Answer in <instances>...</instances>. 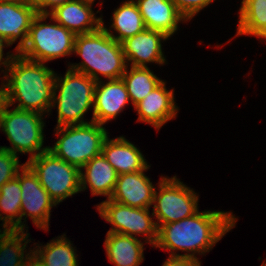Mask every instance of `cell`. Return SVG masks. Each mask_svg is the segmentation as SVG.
Listing matches in <instances>:
<instances>
[{
    "label": "cell",
    "instance_id": "1",
    "mask_svg": "<svg viewBox=\"0 0 266 266\" xmlns=\"http://www.w3.org/2000/svg\"><path fill=\"white\" fill-rule=\"evenodd\" d=\"M237 220L231 211H198L191 217L160 225L154 247L169 251L170 257L199 259L197 255L212 250L235 227ZM178 251L186 254L176 253Z\"/></svg>",
    "mask_w": 266,
    "mask_h": 266
},
{
    "label": "cell",
    "instance_id": "2",
    "mask_svg": "<svg viewBox=\"0 0 266 266\" xmlns=\"http://www.w3.org/2000/svg\"><path fill=\"white\" fill-rule=\"evenodd\" d=\"M1 81L5 88V102L15 108L50 115L56 72L46 63L26 59L16 52L6 66ZM49 113V114H48Z\"/></svg>",
    "mask_w": 266,
    "mask_h": 266
},
{
    "label": "cell",
    "instance_id": "3",
    "mask_svg": "<svg viewBox=\"0 0 266 266\" xmlns=\"http://www.w3.org/2000/svg\"><path fill=\"white\" fill-rule=\"evenodd\" d=\"M74 53L82 57L83 61L68 67L84 73L96 82L102 80L101 75L106 80L119 79L128 66L121 43L114 40L102 27L92 33L76 35Z\"/></svg>",
    "mask_w": 266,
    "mask_h": 266
},
{
    "label": "cell",
    "instance_id": "4",
    "mask_svg": "<svg viewBox=\"0 0 266 266\" xmlns=\"http://www.w3.org/2000/svg\"><path fill=\"white\" fill-rule=\"evenodd\" d=\"M96 83L95 80L84 73L69 67L64 77L58 76L56 73L51 106V111L57 106L56 127L81 125L91 122L85 121L84 115L90 108H93Z\"/></svg>",
    "mask_w": 266,
    "mask_h": 266
},
{
    "label": "cell",
    "instance_id": "5",
    "mask_svg": "<svg viewBox=\"0 0 266 266\" xmlns=\"http://www.w3.org/2000/svg\"><path fill=\"white\" fill-rule=\"evenodd\" d=\"M48 18L52 24L46 23ZM75 38V33L58 24L49 14L37 13L31 22L27 41L17 53L26 59L47 63L73 54Z\"/></svg>",
    "mask_w": 266,
    "mask_h": 266
},
{
    "label": "cell",
    "instance_id": "6",
    "mask_svg": "<svg viewBox=\"0 0 266 266\" xmlns=\"http://www.w3.org/2000/svg\"><path fill=\"white\" fill-rule=\"evenodd\" d=\"M5 103L0 114V130L7 136L11 147L0 146L19 157L21 154H29V159L49 150L44 147V119L45 115L38 112L21 109H9Z\"/></svg>",
    "mask_w": 266,
    "mask_h": 266
},
{
    "label": "cell",
    "instance_id": "7",
    "mask_svg": "<svg viewBox=\"0 0 266 266\" xmlns=\"http://www.w3.org/2000/svg\"><path fill=\"white\" fill-rule=\"evenodd\" d=\"M54 129L58 138L53 147L49 146V151L79 169L101 154L103 143L109 136L106 128L97 122Z\"/></svg>",
    "mask_w": 266,
    "mask_h": 266
},
{
    "label": "cell",
    "instance_id": "8",
    "mask_svg": "<svg viewBox=\"0 0 266 266\" xmlns=\"http://www.w3.org/2000/svg\"><path fill=\"white\" fill-rule=\"evenodd\" d=\"M38 176L40 184L57 205L81 192L80 169L51 151L42 152L25 162Z\"/></svg>",
    "mask_w": 266,
    "mask_h": 266
},
{
    "label": "cell",
    "instance_id": "9",
    "mask_svg": "<svg viewBox=\"0 0 266 266\" xmlns=\"http://www.w3.org/2000/svg\"><path fill=\"white\" fill-rule=\"evenodd\" d=\"M157 187L152 203L157 227L191 217L199 211L198 194L176 175L171 178L161 175Z\"/></svg>",
    "mask_w": 266,
    "mask_h": 266
},
{
    "label": "cell",
    "instance_id": "10",
    "mask_svg": "<svg viewBox=\"0 0 266 266\" xmlns=\"http://www.w3.org/2000/svg\"><path fill=\"white\" fill-rule=\"evenodd\" d=\"M100 217L110 223V233H118L132 237L144 236L145 243L154 248L158 239V227L150 215V208H134L106 199L96 205ZM153 218V219H152Z\"/></svg>",
    "mask_w": 266,
    "mask_h": 266
},
{
    "label": "cell",
    "instance_id": "11",
    "mask_svg": "<svg viewBox=\"0 0 266 266\" xmlns=\"http://www.w3.org/2000/svg\"><path fill=\"white\" fill-rule=\"evenodd\" d=\"M21 188V230H28L25 225L26 218L30 217L32 223L40 230L48 231L51 209L57 204L40 184L38 176L25 164L16 176ZM23 217H25L23 219ZM24 220V221H22ZM25 228V229H24Z\"/></svg>",
    "mask_w": 266,
    "mask_h": 266
},
{
    "label": "cell",
    "instance_id": "12",
    "mask_svg": "<svg viewBox=\"0 0 266 266\" xmlns=\"http://www.w3.org/2000/svg\"><path fill=\"white\" fill-rule=\"evenodd\" d=\"M169 37L163 32L145 29L121 42L128 66L145 67L149 63L166 64L162 43Z\"/></svg>",
    "mask_w": 266,
    "mask_h": 266
},
{
    "label": "cell",
    "instance_id": "13",
    "mask_svg": "<svg viewBox=\"0 0 266 266\" xmlns=\"http://www.w3.org/2000/svg\"><path fill=\"white\" fill-rule=\"evenodd\" d=\"M174 97V89L167 90L163 80L133 107L137 111V122L152 125L159 131L165 123L177 116L179 107Z\"/></svg>",
    "mask_w": 266,
    "mask_h": 266
},
{
    "label": "cell",
    "instance_id": "14",
    "mask_svg": "<svg viewBox=\"0 0 266 266\" xmlns=\"http://www.w3.org/2000/svg\"><path fill=\"white\" fill-rule=\"evenodd\" d=\"M130 102L126 86L122 80L98 81L94 90L93 116L91 122L100 125L115 119Z\"/></svg>",
    "mask_w": 266,
    "mask_h": 266
},
{
    "label": "cell",
    "instance_id": "15",
    "mask_svg": "<svg viewBox=\"0 0 266 266\" xmlns=\"http://www.w3.org/2000/svg\"><path fill=\"white\" fill-rule=\"evenodd\" d=\"M37 14L34 4L0 1V36L10 45L17 42L15 52L27 41L31 22Z\"/></svg>",
    "mask_w": 266,
    "mask_h": 266
},
{
    "label": "cell",
    "instance_id": "16",
    "mask_svg": "<svg viewBox=\"0 0 266 266\" xmlns=\"http://www.w3.org/2000/svg\"><path fill=\"white\" fill-rule=\"evenodd\" d=\"M145 171L118 175L110 200L134 208H150L156 186L145 175Z\"/></svg>",
    "mask_w": 266,
    "mask_h": 266
},
{
    "label": "cell",
    "instance_id": "17",
    "mask_svg": "<svg viewBox=\"0 0 266 266\" xmlns=\"http://www.w3.org/2000/svg\"><path fill=\"white\" fill-rule=\"evenodd\" d=\"M94 2L71 0L56 6L48 14L60 25L76 35L88 34L101 27V18L92 10Z\"/></svg>",
    "mask_w": 266,
    "mask_h": 266
},
{
    "label": "cell",
    "instance_id": "18",
    "mask_svg": "<svg viewBox=\"0 0 266 266\" xmlns=\"http://www.w3.org/2000/svg\"><path fill=\"white\" fill-rule=\"evenodd\" d=\"M145 27L163 32L171 37L179 29V23L188 22L172 0H134Z\"/></svg>",
    "mask_w": 266,
    "mask_h": 266
},
{
    "label": "cell",
    "instance_id": "19",
    "mask_svg": "<svg viewBox=\"0 0 266 266\" xmlns=\"http://www.w3.org/2000/svg\"><path fill=\"white\" fill-rule=\"evenodd\" d=\"M101 154L112 165L118 175L148 170V165L140 149L124 136L105 139Z\"/></svg>",
    "mask_w": 266,
    "mask_h": 266
},
{
    "label": "cell",
    "instance_id": "20",
    "mask_svg": "<svg viewBox=\"0 0 266 266\" xmlns=\"http://www.w3.org/2000/svg\"><path fill=\"white\" fill-rule=\"evenodd\" d=\"M117 177L116 170L100 154L93 157L80 169L81 191H85L89 187L92 196L100 195L110 199Z\"/></svg>",
    "mask_w": 266,
    "mask_h": 266
},
{
    "label": "cell",
    "instance_id": "21",
    "mask_svg": "<svg viewBox=\"0 0 266 266\" xmlns=\"http://www.w3.org/2000/svg\"><path fill=\"white\" fill-rule=\"evenodd\" d=\"M107 258L115 266H139L144 260V242L136 237L107 232L104 239Z\"/></svg>",
    "mask_w": 266,
    "mask_h": 266
},
{
    "label": "cell",
    "instance_id": "22",
    "mask_svg": "<svg viewBox=\"0 0 266 266\" xmlns=\"http://www.w3.org/2000/svg\"><path fill=\"white\" fill-rule=\"evenodd\" d=\"M111 17V26L107 28L104 25L103 18H101V27L119 43L146 29L142 15L134 0H125L114 10ZM112 30L115 31V34Z\"/></svg>",
    "mask_w": 266,
    "mask_h": 266
},
{
    "label": "cell",
    "instance_id": "23",
    "mask_svg": "<svg viewBox=\"0 0 266 266\" xmlns=\"http://www.w3.org/2000/svg\"><path fill=\"white\" fill-rule=\"evenodd\" d=\"M235 37L247 35L266 41V0H242Z\"/></svg>",
    "mask_w": 266,
    "mask_h": 266
},
{
    "label": "cell",
    "instance_id": "24",
    "mask_svg": "<svg viewBox=\"0 0 266 266\" xmlns=\"http://www.w3.org/2000/svg\"><path fill=\"white\" fill-rule=\"evenodd\" d=\"M21 193L17 177L0 187V221L3 230H21Z\"/></svg>",
    "mask_w": 266,
    "mask_h": 266
},
{
    "label": "cell",
    "instance_id": "25",
    "mask_svg": "<svg viewBox=\"0 0 266 266\" xmlns=\"http://www.w3.org/2000/svg\"><path fill=\"white\" fill-rule=\"evenodd\" d=\"M66 235L52 239L46 245L34 243L37 245L33 252L43 261L46 266H79L78 254L75 247ZM43 245V246H42Z\"/></svg>",
    "mask_w": 266,
    "mask_h": 266
},
{
    "label": "cell",
    "instance_id": "26",
    "mask_svg": "<svg viewBox=\"0 0 266 266\" xmlns=\"http://www.w3.org/2000/svg\"><path fill=\"white\" fill-rule=\"evenodd\" d=\"M128 67L121 78L126 86L131 104L134 107L163 80L157 77L149 67Z\"/></svg>",
    "mask_w": 266,
    "mask_h": 266
},
{
    "label": "cell",
    "instance_id": "27",
    "mask_svg": "<svg viewBox=\"0 0 266 266\" xmlns=\"http://www.w3.org/2000/svg\"><path fill=\"white\" fill-rule=\"evenodd\" d=\"M27 232L28 230H8L0 239V266H23L32 252V248L29 252L26 250L27 244L31 242Z\"/></svg>",
    "mask_w": 266,
    "mask_h": 266
},
{
    "label": "cell",
    "instance_id": "28",
    "mask_svg": "<svg viewBox=\"0 0 266 266\" xmlns=\"http://www.w3.org/2000/svg\"><path fill=\"white\" fill-rule=\"evenodd\" d=\"M17 155L0 148V187L17 176L26 163L19 164Z\"/></svg>",
    "mask_w": 266,
    "mask_h": 266
},
{
    "label": "cell",
    "instance_id": "29",
    "mask_svg": "<svg viewBox=\"0 0 266 266\" xmlns=\"http://www.w3.org/2000/svg\"><path fill=\"white\" fill-rule=\"evenodd\" d=\"M179 12L190 21L202 9L204 10L214 0H172Z\"/></svg>",
    "mask_w": 266,
    "mask_h": 266
},
{
    "label": "cell",
    "instance_id": "30",
    "mask_svg": "<svg viewBox=\"0 0 266 266\" xmlns=\"http://www.w3.org/2000/svg\"><path fill=\"white\" fill-rule=\"evenodd\" d=\"M162 266H201V260L189 257H168Z\"/></svg>",
    "mask_w": 266,
    "mask_h": 266
},
{
    "label": "cell",
    "instance_id": "31",
    "mask_svg": "<svg viewBox=\"0 0 266 266\" xmlns=\"http://www.w3.org/2000/svg\"><path fill=\"white\" fill-rule=\"evenodd\" d=\"M71 0H35L34 6L36 7L37 13L48 14L56 6L62 5ZM49 8V9H48Z\"/></svg>",
    "mask_w": 266,
    "mask_h": 266
},
{
    "label": "cell",
    "instance_id": "32",
    "mask_svg": "<svg viewBox=\"0 0 266 266\" xmlns=\"http://www.w3.org/2000/svg\"><path fill=\"white\" fill-rule=\"evenodd\" d=\"M10 44L3 38L0 36V68L3 67V69L6 68V66L12 61L13 57L16 55V53H10L7 52V56H5L4 54V48L5 47H9ZM4 58V59H3ZM2 65V66H1Z\"/></svg>",
    "mask_w": 266,
    "mask_h": 266
},
{
    "label": "cell",
    "instance_id": "33",
    "mask_svg": "<svg viewBox=\"0 0 266 266\" xmlns=\"http://www.w3.org/2000/svg\"><path fill=\"white\" fill-rule=\"evenodd\" d=\"M23 266H46L43 261L32 251L26 258Z\"/></svg>",
    "mask_w": 266,
    "mask_h": 266
},
{
    "label": "cell",
    "instance_id": "34",
    "mask_svg": "<svg viewBox=\"0 0 266 266\" xmlns=\"http://www.w3.org/2000/svg\"><path fill=\"white\" fill-rule=\"evenodd\" d=\"M0 86H1L0 87V114H1L2 108L6 102H5V88L2 82Z\"/></svg>",
    "mask_w": 266,
    "mask_h": 266
},
{
    "label": "cell",
    "instance_id": "35",
    "mask_svg": "<svg viewBox=\"0 0 266 266\" xmlns=\"http://www.w3.org/2000/svg\"><path fill=\"white\" fill-rule=\"evenodd\" d=\"M0 1L34 4L35 0H0Z\"/></svg>",
    "mask_w": 266,
    "mask_h": 266
},
{
    "label": "cell",
    "instance_id": "36",
    "mask_svg": "<svg viewBox=\"0 0 266 266\" xmlns=\"http://www.w3.org/2000/svg\"><path fill=\"white\" fill-rule=\"evenodd\" d=\"M8 230H1L0 229V239L5 235V233L7 232Z\"/></svg>",
    "mask_w": 266,
    "mask_h": 266
}]
</instances>
